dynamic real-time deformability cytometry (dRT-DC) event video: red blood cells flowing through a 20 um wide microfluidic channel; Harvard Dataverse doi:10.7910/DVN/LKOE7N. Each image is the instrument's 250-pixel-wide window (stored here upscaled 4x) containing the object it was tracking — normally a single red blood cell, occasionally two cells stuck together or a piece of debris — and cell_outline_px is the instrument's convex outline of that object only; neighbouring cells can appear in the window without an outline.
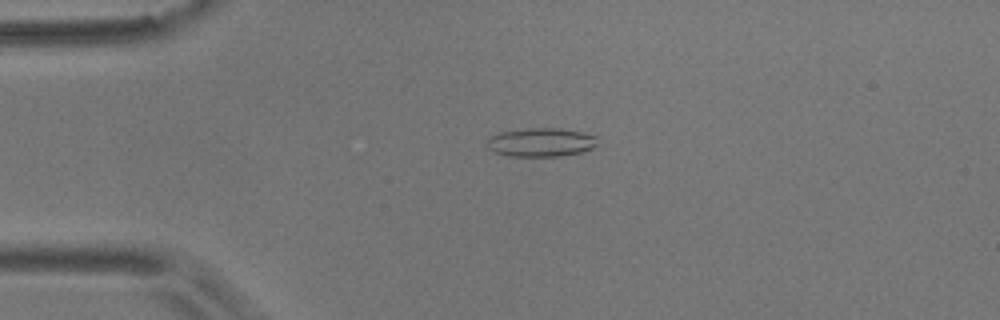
{"species": "common noctule bat (a hibernating species)", "species_latin": "Nyctalus noctula", "temperature_condition": "room temperature", "stored_images_in_passage": 46, "camera_frame_rate_fps": 3000, "um_per_image_px": 0.085, "animal": {"sex": "male", "body_mass_g": 17.9}, "frame": {"image": 1, "passage_image": 3, "time_ms": 0.667, "image_size_px": [1000, 320], "cell_outline_px": [[596, 144], [592, 148], [580, 152], [560, 156], [508, 156], [496, 152], [488, 148], [484, 144], [488, 136], [500, 132], [528, 128], [560, 128], [580, 132], [596, 136]], "centroid_in_image_um": [45.91, 12.09], "position_along_channel_um": 39.1, "area_um2": 18.5}}
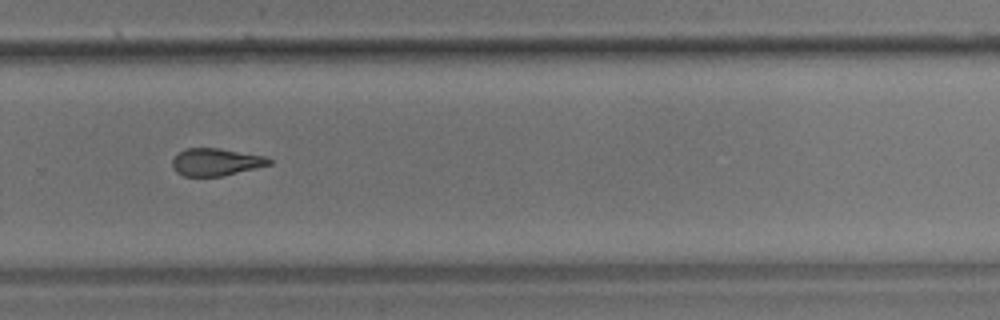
{"frame": {"image": 2, "passage_image": 28, "time_ms": 9.0, "image_size_px": [1000, 320], "cell_outline_px": [[272, 164], [224, 176], [184, 176], [176, 172], [172, 164], [172, 160], [184, 148], [220, 148], [264, 156], [272, 160]], "centroid_in_image_um": [18.36, 13.77], "position_along_channel_um": 311.4, "area_um2": 15.43}}
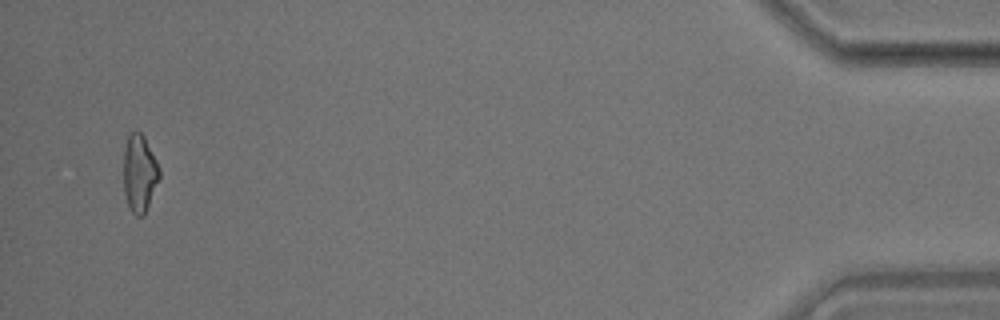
{"frame": {"image": 3, "passage_image": 44, "time_ms": 14.333, "image_size_px": [1000, 320], "cell_outline_px": [[160, 176], [144, 216], [136, 216], [132, 212], [128, 204], [124, 192], [124, 148], [128, 136], [132, 132], [140, 132], [144, 136], [160, 168]], "centroid_in_image_um": [11.86, 14.74], "position_along_channel_um": 423.3, "area_um2": 16.01}, "authors_computed_cell_mechanics": {"area_um2": 16.4152, "velocity_mm_per_s": 3.6189, "shape_relaxation_time_tau1_ms": null, "shape_relaxation_time_tau2_ms": 3.9247, "deformation_change_tau1": null, "deformation_change_tau2": 0.1295}}